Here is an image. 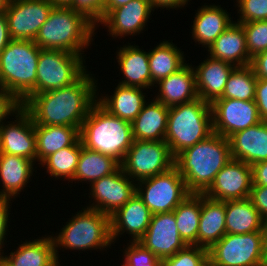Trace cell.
<instances>
[{
  "instance_id": "obj_28",
  "label": "cell",
  "mask_w": 267,
  "mask_h": 266,
  "mask_svg": "<svg viewBox=\"0 0 267 266\" xmlns=\"http://www.w3.org/2000/svg\"><path fill=\"white\" fill-rule=\"evenodd\" d=\"M0 254L10 266H61L56 257L51 235L23 242L9 256L4 252Z\"/></svg>"
},
{
  "instance_id": "obj_15",
  "label": "cell",
  "mask_w": 267,
  "mask_h": 266,
  "mask_svg": "<svg viewBox=\"0 0 267 266\" xmlns=\"http://www.w3.org/2000/svg\"><path fill=\"white\" fill-rule=\"evenodd\" d=\"M128 177L120 166L112 174L90 184L93 202L86 206L99 212L113 215L136 193V182Z\"/></svg>"
},
{
  "instance_id": "obj_36",
  "label": "cell",
  "mask_w": 267,
  "mask_h": 266,
  "mask_svg": "<svg viewBox=\"0 0 267 266\" xmlns=\"http://www.w3.org/2000/svg\"><path fill=\"white\" fill-rule=\"evenodd\" d=\"M82 142L80 138L72 145L57 151L46 157L41 163L42 166H46L47 173L55 179L65 178L69 181L73 179L77 169V164L80 157L82 148Z\"/></svg>"
},
{
  "instance_id": "obj_42",
  "label": "cell",
  "mask_w": 267,
  "mask_h": 266,
  "mask_svg": "<svg viewBox=\"0 0 267 266\" xmlns=\"http://www.w3.org/2000/svg\"><path fill=\"white\" fill-rule=\"evenodd\" d=\"M105 0H71L70 8L84 14L96 26L104 18Z\"/></svg>"
},
{
  "instance_id": "obj_43",
  "label": "cell",
  "mask_w": 267,
  "mask_h": 266,
  "mask_svg": "<svg viewBox=\"0 0 267 266\" xmlns=\"http://www.w3.org/2000/svg\"><path fill=\"white\" fill-rule=\"evenodd\" d=\"M249 199L261 217L267 218V186H252Z\"/></svg>"
},
{
  "instance_id": "obj_29",
  "label": "cell",
  "mask_w": 267,
  "mask_h": 266,
  "mask_svg": "<svg viewBox=\"0 0 267 266\" xmlns=\"http://www.w3.org/2000/svg\"><path fill=\"white\" fill-rule=\"evenodd\" d=\"M145 94L143 88L118 84L113 95L97 97V102L111 115L131 123L147 102Z\"/></svg>"
},
{
  "instance_id": "obj_40",
  "label": "cell",
  "mask_w": 267,
  "mask_h": 266,
  "mask_svg": "<svg viewBox=\"0 0 267 266\" xmlns=\"http://www.w3.org/2000/svg\"><path fill=\"white\" fill-rule=\"evenodd\" d=\"M124 249L123 262L129 266H161L162 260L138 241H131Z\"/></svg>"
},
{
  "instance_id": "obj_45",
  "label": "cell",
  "mask_w": 267,
  "mask_h": 266,
  "mask_svg": "<svg viewBox=\"0 0 267 266\" xmlns=\"http://www.w3.org/2000/svg\"><path fill=\"white\" fill-rule=\"evenodd\" d=\"M11 199L9 198H2L0 197V253L2 250V247L5 243L4 241H6L5 239V235H7V231H8V220H9V215H10V211L8 210L10 208V204Z\"/></svg>"
},
{
  "instance_id": "obj_53",
  "label": "cell",
  "mask_w": 267,
  "mask_h": 266,
  "mask_svg": "<svg viewBox=\"0 0 267 266\" xmlns=\"http://www.w3.org/2000/svg\"><path fill=\"white\" fill-rule=\"evenodd\" d=\"M53 6H64L69 7L71 0H48Z\"/></svg>"
},
{
  "instance_id": "obj_57",
  "label": "cell",
  "mask_w": 267,
  "mask_h": 266,
  "mask_svg": "<svg viewBox=\"0 0 267 266\" xmlns=\"http://www.w3.org/2000/svg\"><path fill=\"white\" fill-rule=\"evenodd\" d=\"M122 266H129L127 263L124 262V264H121Z\"/></svg>"
},
{
  "instance_id": "obj_23",
  "label": "cell",
  "mask_w": 267,
  "mask_h": 266,
  "mask_svg": "<svg viewBox=\"0 0 267 266\" xmlns=\"http://www.w3.org/2000/svg\"><path fill=\"white\" fill-rule=\"evenodd\" d=\"M207 50L211 58L226 61L235 66H247L251 62L244 28L235 21L220 34Z\"/></svg>"
},
{
  "instance_id": "obj_47",
  "label": "cell",
  "mask_w": 267,
  "mask_h": 266,
  "mask_svg": "<svg viewBox=\"0 0 267 266\" xmlns=\"http://www.w3.org/2000/svg\"><path fill=\"white\" fill-rule=\"evenodd\" d=\"M252 186H267V161L251 165Z\"/></svg>"
},
{
  "instance_id": "obj_44",
  "label": "cell",
  "mask_w": 267,
  "mask_h": 266,
  "mask_svg": "<svg viewBox=\"0 0 267 266\" xmlns=\"http://www.w3.org/2000/svg\"><path fill=\"white\" fill-rule=\"evenodd\" d=\"M255 103L261 121L267 122V79H257Z\"/></svg>"
},
{
  "instance_id": "obj_19",
  "label": "cell",
  "mask_w": 267,
  "mask_h": 266,
  "mask_svg": "<svg viewBox=\"0 0 267 266\" xmlns=\"http://www.w3.org/2000/svg\"><path fill=\"white\" fill-rule=\"evenodd\" d=\"M151 217L152 213L135 193L124 206L110 216L112 241L124 232L131 235L130 241H139L146 233Z\"/></svg>"
},
{
  "instance_id": "obj_34",
  "label": "cell",
  "mask_w": 267,
  "mask_h": 266,
  "mask_svg": "<svg viewBox=\"0 0 267 266\" xmlns=\"http://www.w3.org/2000/svg\"><path fill=\"white\" fill-rule=\"evenodd\" d=\"M121 164L113 157L82 146L73 181H87L91 184L115 172Z\"/></svg>"
},
{
  "instance_id": "obj_51",
  "label": "cell",
  "mask_w": 267,
  "mask_h": 266,
  "mask_svg": "<svg viewBox=\"0 0 267 266\" xmlns=\"http://www.w3.org/2000/svg\"><path fill=\"white\" fill-rule=\"evenodd\" d=\"M262 258L264 266H267V218L263 219L262 224Z\"/></svg>"
},
{
  "instance_id": "obj_31",
  "label": "cell",
  "mask_w": 267,
  "mask_h": 266,
  "mask_svg": "<svg viewBox=\"0 0 267 266\" xmlns=\"http://www.w3.org/2000/svg\"><path fill=\"white\" fill-rule=\"evenodd\" d=\"M34 127L37 161L40 163L62 148L72 146L80 138L77 127L39 124H35Z\"/></svg>"
},
{
  "instance_id": "obj_6",
  "label": "cell",
  "mask_w": 267,
  "mask_h": 266,
  "mask_svg": "<svg viewBox=\"0 0 267 266\" xmlns=\"http://www.w3.org/2000/svg\"><path fill=\"white\" fill-rule=\"evenodd\" d=\"M213 132L211 104L196 98L169 108L164 141L175 157L184 149L208 138Z\"/></svg>"
},
{
  "instance_id": "obj_12",
  "label": "cell",
  "mask_w": 267,
  "mask_h": 266,
  "mask_svg": "<svg viewBox=\"0 0 267 266\" xmlns=\"http://www.w3.org/2000/svg\"><path fill=\"white\" fill-rule=\"evenodd\" d=\"M213 132L227 139L261 122L255 100L218 98L211 103Z\"/></svg>"
},
{
  "instance_id": "obj_52",
  "label": "cell",
  "mask_w": 267,
  "mask_h": 266,
  "mask_svg": "<svg viewBox=\"0 0 267 266\" xmlns=\"http://www.w3.org/2000/svg\"><path fill=\"white\" fill-rule=\"evenodd\" d=\"M131 0H105L104 5V17L115 8L126 5Z\"/></svg>"
},
{
  "instance_id": "obj_49",
  "label": "cell",
  "mask_w": 267,
  "mask_h": 266,
  "mask_svg": "<svg viewBox=\"0 0 267 266\" xmlns=\"http://www.w3.org/2000/svg\"><path fill=\"white\" fill-rule=\"evenodd\" d=\"M152 8L155 10L156 8H169V9H178L184 7L188 4L189 0H150Z\"/></svg>"
},
{
  "instance_id": "obj_21",
  "label": "cell",
  "mask_w": 267,
  "mask_h": 266,
  "mask_svg": "<svg viewBox=\"0 0 267 266\" xmlns=\"http://www.w3.org/2000/svg\"><path fill=\"white\" fill-rule=\"evenodd\" d=\"M203 61L197 68L193 66L196 91L199 98L211 104L222 96L228 77L236 66L210 56Z\"/></svg>"
},
{
  "instance_id": "obj_9",
  "label": "cell",
  "mask_w": 267,
  "mask_h": 266,
  "mask_svg": "<svg viewBox=\"0 0 267 266\" xmlns=\"http://www.w3.org/2000/svg\"><path fill=\"white\" fill-rule=\"evenodd\" d=\"M137 183L136 193L152 214L174 211L191 194L175 166Z\"/></svg>"
},
{
  "instance_id": "obj_18",
  "label": "cell",
  "mask_w": 267,
  "mask_h": 266,
  "mask_svg": "<svg viewBox=\"0 0 267 266\" xmlns=\"http://www.w3.org/2000/svg\"><path fill=\"white\" fill-rule=\"evenodd\" d=\"M152 11L150 0H131L126 5L112 9L98 24L108 27L113 38L139 35L149 22Z\"/></svg>"
},
{
  "instance_id": "obj_4",
  "label": "cell",
  "mask_w": 267,
  "mask_h": 266,
  "mask_svg": "<svg viewBox=\"0 0 267 266\" xmlns=\"http://www.w3.org/2000/svg\"><path fill=\"white\" fill-rule=\"evenodd\" d=\"M82 145L123 162L133 144L131 123L111 115L98 102L89 110L79 130Z\"/></svg>"
},
{
  "instance_id": "obj_14",
  "label": "cell",
  "mask_w": 267,
  "mask_h": 266,
  "mask_svg": "<svg viewBox=\"0 0 267 266\" xmlns=\"http://www.w3.org/2000/svg\"><path fill=\"white\" fill-rule=\"evenodd\" d=\"M14 121L0 125V154H12L37 161L36 136L31 115L17 105L12 111Z\"/></svg>"
},
{
  "instance_id": "obj_54",
  "label": "cell",
  "mask_w": 267,
  "mask_h": 266,
  "mask_svg": "<svg viewBox=\"0 0 267 266\" xmlns=\"http://www.w3.org/2000/svg\"><path fill=\"white\" fill-rule=\"evenodd\" d=\"M9 1L10 0H0V15L6 12Z\"/></svg>"
},
{
  "instance_id": "obj_55",
  "label": "cell",
  "mask_w": 267,
  "mask_h": 266,
  "mask_svg": "<svg viewBox=\"0 0 267 266\" xmlns=\"http://www.w3.org/2000/svg\"><path fill=\"white\" fill-rule=\"evenodd\" d=\"M202 266H216V265L208 258Z\"/></svg>"
},
{
  "instance_id": "obj_13",
  "label": "cell",
  "mask_w": 267,
  "mask_h": 266,
  "mask_svg": "<svg viewBox=\"0 0 267 266\" xmlns=\"http://www.w3.org/2000/svg\"><path fill=\"white\" fill-rule=\"evenodd\" d=\"M53 7L48 0H10L5 16L11 39L34 41Z\"/></svg>"
},
{
  "instance_id": "obj_33",
  "label": "cell",
  "mask_w": 267,
  "mask_h": 266,
  "mask_svg": "<svg viewBox=\"0 0 267 266\" xmlns=\"http://www.w3.org/2000/svg\"><path fill=\"white\" fill-rule=\"evenodd\" d=\"M184 53L173 42L163 41L148 52L151 87L161 79L168 77L182 68L185 63Z\"/></svg>"
},
{
  "instance_id": "obj_32",
  "label": "cell",
  "mask_w": 267,
  "mask_h": 266,
  "mask_svg": "<svg viewBox=\"0 0 267 266\" xmlns=\"http://www.w3.org/2000/svg\"><path fill=\"white\" fill-rule=\"evenodd\" d=\"M226 234H245L262 230L263 218L249 198L225 201Z\"/></svg>"
},
{
  "instance_id": "obj_5",
  "label": "cell",
  "mask_w": 267,
  "mask_h": 266,
  "mask_svg": "<svg viewBox=\"0 0 267 266\" xmlns=\"http://www.w3.org/2000/svg\"><path fill=\"white\" fill-rule=\"evenodd\" d=\"M40 50L34 41L12 39L0 53V90L17 105L36 86Z\"/></svg>"
},
{
  "instance_id": "obj_20",
  "label": "cell",
  "mask_w": 267,
  "mask_h": 266,
  "mask_svg": "<svg viewBox=\"0 0 267 266\" xmlns=\"http://www.w3.org/2000/svg\"><path fill=\"white\" fill-rule=\"evenodd\" d=\"M228 140L232 159L249 165L267 161V122L236 132Z\"/></svg>"
},
{
  "instance_id": "obj_30",
  "label": "cell",
  "mask_w": 267,
  "mask_h": 266,
  "mask_svg": "<svg viewBox=\"0 0 267 266\" xmlns=\"http://www.w3.org/2000/svg\"><path fill=\"white\" fill-rule=\"evenodd\" d=\"M34 161L12 154H0V197L15 199L33 175Z\"/></svg>"
},
{
  "instance_id": "obj_38",
  "label": "cell",
  "mask_w": 267,
  "mask_h": 266,
  "mask_svg": "<svg viewBox=\"0 0 267 266\" xmlns=\"http://www.w3.org/2000/svg\"><path fill=\"white\" fill-rule=\"evenodd\" d=\"M208 259V249L187 245L173 256L162 259L161 266H202Z\"/></svg>"
},
{
  "instance_id": "obj_10",
  "label": "cell",
  "mask_w": 267,
  "mask_h": 266,
  "mask_svg": "<svg viewBox=\"0 0 267 266\" xmlns=\"http://www.w3.org/2000/svg\"><path fill=\"white\" fill-rule=\"evenodd\" d=\"M175 157L165 141L134 140L121 163L124 173L139 182L169 171Z\"/></svg>"
},
{
  "instance_id": "obj_46",
  "label": "cell",
  "mask_w": 267,
  "mask_h": 266,
  "mask_svg": "<svg viewBox=\"0 0 267 266\" xmlns=\"http://www.w3.org/2000/svg\"><path fill=\"white\" fill-rule=\"evenodd\" d=\"M250 66L257 79H267V49L253 56Z\"/></svg>"
},
{
  "instance_id": "obj_48",
  "label": "cell",
  "mask_w": 267,
  "mask_h": 266,
  "mask_svg": "<svg viewBox=\"0 0 267 266\" xmlns=\"http://www.w3.org/2000/svg\"><path fill=\"white\" fill-rule=\"evenodd\" d=\"M17 104L3 91L0 90V125L6 117L12 114Z\"/></svg>"
},
{
  "instance_id": "obj_11",
  "label": "cell",
  "mask_w": 267,
  "mask_h": 266,
  "mask_svg": "<svg viewBox=\"0 0 267 266\" xmlns=\"http://www.w3.org/2000/svg\"><path fill=\"white\" fill-rule=\"evenodd\" d=\"M216 266H264L262 232L225 234L208 250Z\"/></svg>"
},
{
  "instance_id": "obj_17",
  "label": "cell",
  "mask_w": 267,
  "mask_h": 266,
  "mask_svg": "<svg viewBox=\"0 0 267 266\" xmlns=\"http://www.w3.org/2000/svg\"><path fill=\"white\" fill-rule=\"evenodd\" d=\"M138 242L161 260L187 246L179 235L174 211L152 214L148 229Z\"/></svg>"
},
{
  "instance_id": "obj_35",
  "label": "cell",
  "mask_w": 267,
  "mask_h": 266,
  "mask_svg": "<svg viewBox=\"0 0 267 266\" xmlns=\"http://www.w3.org/2000/svg\"><path fill=\"white\" fill-rule=\"evenodd\" d=\"M202 194L191 193L174 210L177 229L187 245L197 246Z\"/></svg>"
},
{
  "instance_id": "obj_25",
  "label": "cell",
  "mask_w": 267,
  "mask_h": 266,
  "mask_svg": "<svg viewBox=\"0 0 267 266\" xmlns=\"http://www.w3.org/2000/svg\"><path fill=\"white\" fill-rule=\"evenodd\" d=\"M129 45L117 50L118 65L123 73V78L119 84L131 87L149 89L151 86V75L149 68L148 52L138 48L139 46Z\"/></svg>"
},
{
  "instance_id": "obj_2",
  "label": "cell",
  "mask_w": 267,
  "mask_h": 266,
  "mask_svg": "<svg viewBox=\"0 0 267 266\" xmlns=\"http://www.w3.org/2000/svg\"><path fill=\"white\" fill-rule=\"evenodd\" d=\"M231 159L229 140L212 133L208 138L177 154L174 166L182 175L190 193L203 194L216 174Z\"/></svg>"
},
{
  "instance_id": "obj_16",
  "label": "cell",
  "mask_w": 267,
  "mask_h": 266,
  "mask_svg": "<svg viewBox=\"0 0 267 266\" xmlns=\"http://www.w3.org/2000/svg\"><path fill=\"white\" fill-rule=\"evenodd\" d=\"M252 188L251 165L231 159L214 178L205 196L220 200H243L250 196Z\"/></svg>"
},
{
  "instance_id": "obj_8",
  "label": "cell",
  "mask_w": 267,
  "mask_h": 266,
  "mask_svg": "<svg viewBox=\"0 0 267 266\" xmlns=\"http://www.w3.org/2000/svg\"><path fill=\"white\" fill-rule=\"evenodd\" d=\"M79 54L63 50L41 49L35 88L18 104L22 106L32 95L60 89L76 82L87 69Z\"/></svg>"
},
{
  "instance_id": "obj_24",
  "label": "cell",
  "mask_w": 267,
  "mask_h": 266,
  "mask_svg": "<svg viewBox=\"0 0 267 266\" xmlns=\"http://www.w3.org/2000/svg\"><path fill=\"white\" fill-rule=\"evenodd\" d=\"M169 108L154 99L144 104L143 109L131 122L132 135L138 141H164Z\"/></svg>"
},
{
  "instance_id": "obj_39",
  "label": "cell",
  "mask_w": 267,
  "mask_h": 266,
  "mask_svg": "<svg viewBox=\"0 0 267 266\" xmlns=\"http://www.w3.org/2000/svg\"><path fill=\"white\" fill-rule=\"evenodd\" d=\"M244 28L246 45L250 57L267 49V20L241 24Z\"/></svg>"
},
{
  "instance_id": "obj_7",
  "label": "cell",
  "mask_w": 267,
  "mask_h": 266,
  "mask_svg": "<svg viewBox=\"0 0 267 266\" xmlns=\"http://www.w3.org/2000/svg\"><path fill=\"white\" fill-rule=\"evenodd\" d=\"M83 210V212H82ZM60 233L53 237L56 257L60 247L71 250H96L108 248L113 243L111 237L110 217L96 209L82 208ZM58 248V249H57ZM91 248V249H90Z\"/></svg>"
},
{
  "instance_id": "obj_1",
  "label": "cell",
  "mask_w": 267,
  "mask_h": 266,
  "mask_svg": "<svg viewBox=\"0 0 267 266\" xmlns=\"http://www.w3.org/2000/svg\"><path fill=\"white\" fill-rule=\"evenodd\" d=\"M88 73L71 85L32 95L22 107L34 124L72 126L80 130L98 96V83Z\"/></svg>"
},
{
  "instance_id": "obj_3",
  "label": "cell",
  "mask_w": 267,
  "mask_h": 266,
  "mask_svg": "<svg viewBox=\"0 0 267 266\" xmlns=\"http://www.w3.org/2000/svg\"><path fill=\"white\" fill-rule=\"evenodd\" d=\"M95 27L84 14L70 7L54 6L34 42L41 49L82 55L95 36Z\"/></svg>"
},
{
  "instance_id": "obj_27",
  "label": "cell",
  "mask_w": 267,
  "mask_h": 266,
  "mask_svg": "<svg viewBox=\"0 0 267 266\" xmlns=\"http://www.w3.org/2000/svg\"><path fill=\"white\" fill-rule=\"evenodd\" d=\"M221 5H203L195 14L192 38L208 48L232 23L231 15Z\"/></svg>"
},
{
  "instance_id": "obj_56",
  "label": "cell",
  "mask_w": 267,
  "mask_h": 266,
  "mask_svg": "<svg viewBox=\"0 0 267 266\" xmlns=\"http://www.w3.org/2000/svg\"><path fill=\"white\" fill-rule=\"evenodd\" d=\"M0 266H10L2 257L0 254Z\"/></svg>"
},
{
  "instance_id": "obj_37",
  "label": "cell",
  "mask_w": 267,
  "mask_h": 266,
  "mask_svg": "<svg viewBox=\"0 0 267 266\" xmlns=\"http://www.w3.org/2000/svg\"><path fill=\"white\" fill-rule=\"evenodd\" d=\"M256 83L257 78L250 65L236 66L228 77L220 98L255 100Z\"/></svg>"
},
{
  "instance_id": "obj_41",
  "label": "cell",
  "mask_w": 267,
  "mask_h": 266,
  "mask_svg": "<svg viewBox=\"0 0 267 266\" xmlns=\"http://www.w3.org/2000/svg\"><path fill=\"white\" fill-rule=\"evenodd\" d=\"M238 13L240 14L238 23L267 20V0H236Z\"/></svg>"
},
{
  "instance_id": "obj_26",
  "label": "cell",
  "mask_w": 267,
  "mask_h": 266,
  "mask_svg": "<svg viewBox=\"0 0 267 266\" xmlns=\"http://www.w3.org/2000/svg\"><path fill=\"white\" fill-rule=\"evenodd\" d=\"M226 234L225 201L202 194L197 246L210 249Z\"/></svg>"
},
{
  "instance_id": "obj_50",
  "label": "cell",
  "mask_w": 267,
  "mask_h": 266,
  "mask_svg": "<svg viewBox=\"0 0 267 266\" xmlns=\"http://www.w3.org/2000/svg\"><path fill=\"white\" fill-rule=\"evenodd\" d=\"M11 37L9 35L7 18L4 14L0 15V53L4 50V48L11 41Z\"/></svg>"
},
{
  "instance_id": "obj_22",
  "label": "cell",
  "mask_w": 267,
  "mask_h": 266,
  "mask_svg": "<svg viewBox=\"0 0 267 266\" xmlns=\"http://www.w3.org/2000/svg\"><path fill=\"white\" fill-rule=\"evenodd\" d=\"M159 92L155 98L168 108L190 102L198 98L196 91L195 71L192 65L185 64L175 73L161 79Z\"/></svg>"
}]
</instances>
